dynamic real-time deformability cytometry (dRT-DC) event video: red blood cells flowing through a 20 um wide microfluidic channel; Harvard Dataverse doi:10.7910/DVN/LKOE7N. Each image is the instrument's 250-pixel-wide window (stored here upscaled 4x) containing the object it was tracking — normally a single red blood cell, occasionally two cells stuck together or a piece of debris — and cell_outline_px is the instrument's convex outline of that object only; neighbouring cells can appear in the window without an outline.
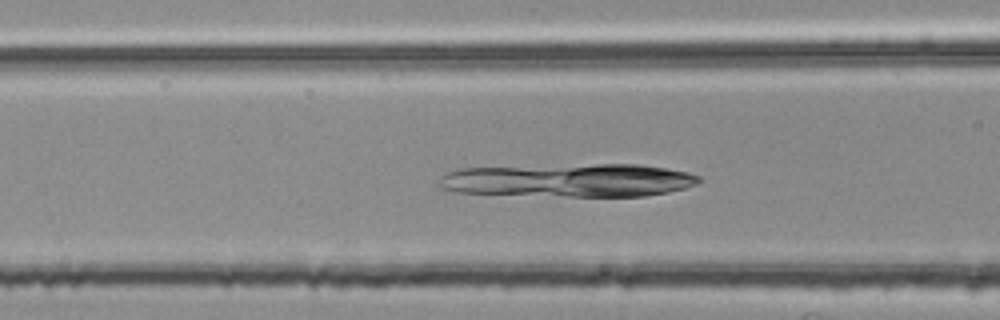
{"species": "common noctule bat (a hibernating species)", "species_latin": "Nyctalus noctula", "temperature_condition": "room temperature", "stored_images_in_passage": 45, "camera_frame_rate_fps": 3000, "um_per_image_px": 0.085, "animal": {"sex": "female", "body_mass_g": 25.1}, "frame": {"image": 1, "passage_image": 21, "time_ms": 6.667, "image_size_px": [1000, 320], "cell_outline_px": [[704, 180], [696, 184], [684, 188], [668, 192], [644, 196], [568, 196], [460, 192], [440, 188], [436, 184], [436, 180], [440, 176], [448, 172], [460, 168], [596, 164], [636, 164], [664, 168], [688, 172], [700, 176]], "centroid_in_image_um": [48.37, 15.32], "position_along_channel_um": 118.2, "area_um2": 50.34}}
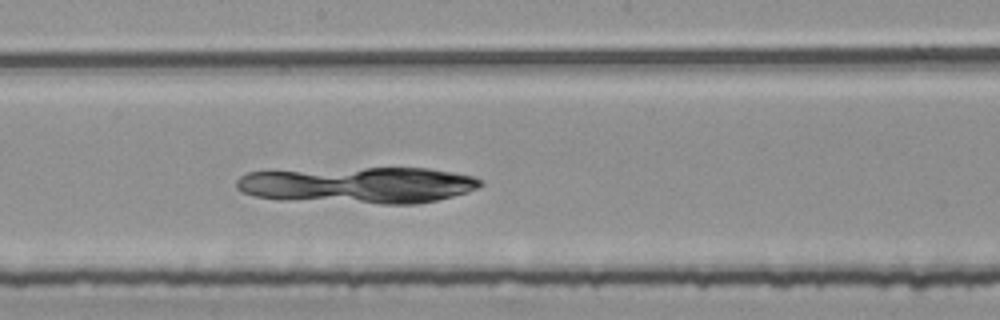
{"frame": {"image": 2, "passage_image": 29, "time_ms": 9.333, "image_size_px": [1000, 320], "cell_outline_px": [[484, 184], [480, 188], [468, 192], [436, 200], [416, 204], [380, 204], [280, 200], [256, 196], [244, 192], [236, 188], [236, 180], [240, 176], [248, 172], [364, 168], [428, 168], [452, 172], [472, 176], [480, 180]], "centroid_in_image_um": [30.48, 15.74], "position_along_channel_um": 217.7, "area_um2": 51.96}}
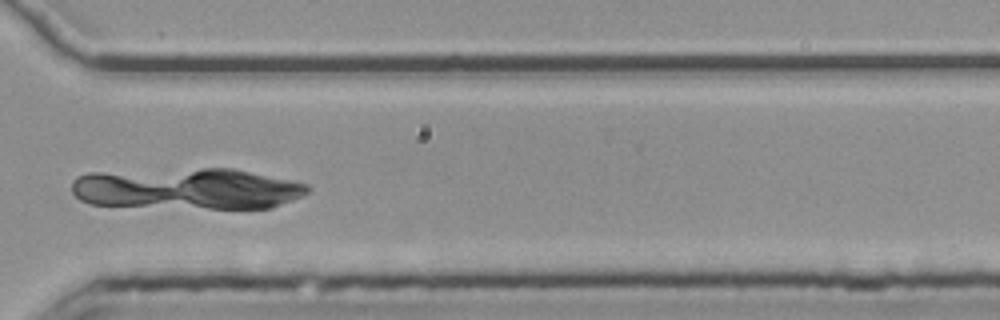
{"frame": {"image": 3, "passage_image": 40, "time_ms": 13.0, "image_size_px": [1000, 320], "cell_outline_px": [[312, 192], [272, 208], [208, 208], [88, 204], [80, 200], [72, 192], [72, 180], [76, 176], [88, 172], [200, 168], [232, 168], [292, 180], [308, 184], [312, 188]], "centroid_in_image_um": [15.93, 16.02], "position_along_channel_um": 354.7, "area_um2": 57.11}}